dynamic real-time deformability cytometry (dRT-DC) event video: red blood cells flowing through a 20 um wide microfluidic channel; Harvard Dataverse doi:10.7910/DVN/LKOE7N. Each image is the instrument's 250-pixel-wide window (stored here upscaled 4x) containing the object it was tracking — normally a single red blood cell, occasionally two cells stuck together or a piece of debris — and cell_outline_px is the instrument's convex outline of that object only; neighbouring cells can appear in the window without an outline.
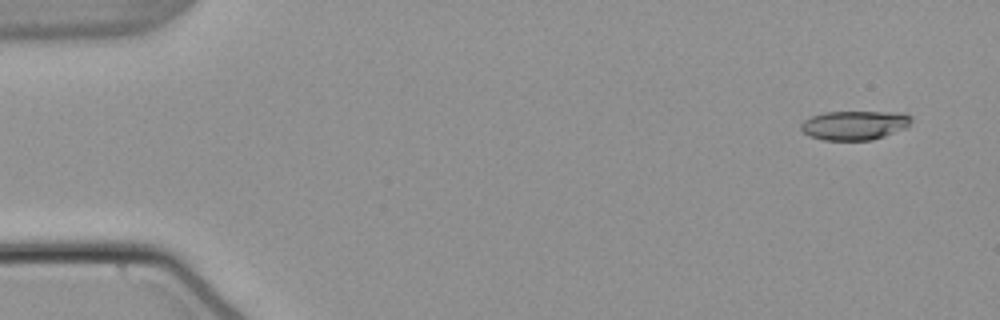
{"species": "common noctule bat (a hibernating species)", "species_latin": "Nyctalus noctula", "temperature_condition": "warm", "stored_images_in_passage": 54, "camera_frame_rate_fps": 3000, "um_per_image_px": 0.085, "animal": {"sex": "male", "body_mass_g": 21.5, "forearm_length_mm": 52.0}, "frame": {"image": 1, "passage_image": 4, "time_ms": 1.0, "image_size_px": [1000, 320], "cell_outline_px": [[912, 120], [908, 128], [872, 140], [824, 140], [808, 136], [800, 128], [800, 124], [804, 120], [812, 116], [824, 112], [896, 112], [912, 116]], "centroid_in_image_um": [72.64, 10.65], "position_along_channel_um": 12.4, "area_um2": 18.9}}
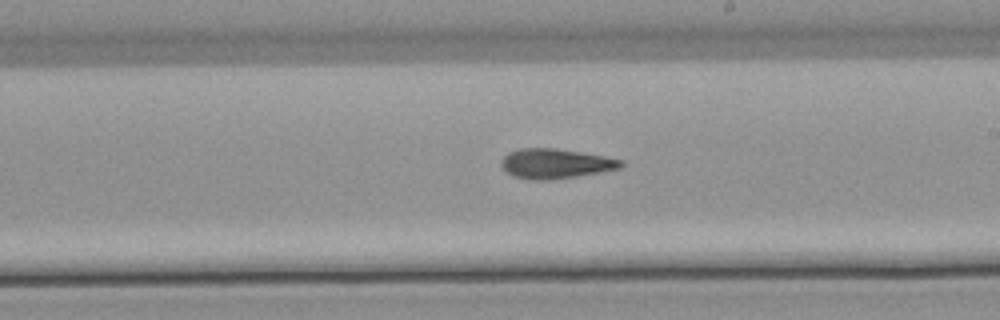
{"frame": {"image": 2, "passage_image": 32, "time_ms": 10.333, "image_size_px": [1000, 320], "cell_outline_px": [[624, 164], [620, 168], [572, 176], [544, 180], [540, 180], [516, 176], [508, 172], [500, 164], [500, 160], [508, 152], [520, 148], [556, 148], [604, 156], [624, 160]], "centroid_in_image_um": [47.2, 13.87], "position_along_channel_um": 241.8, "area_um2": 20.23}}
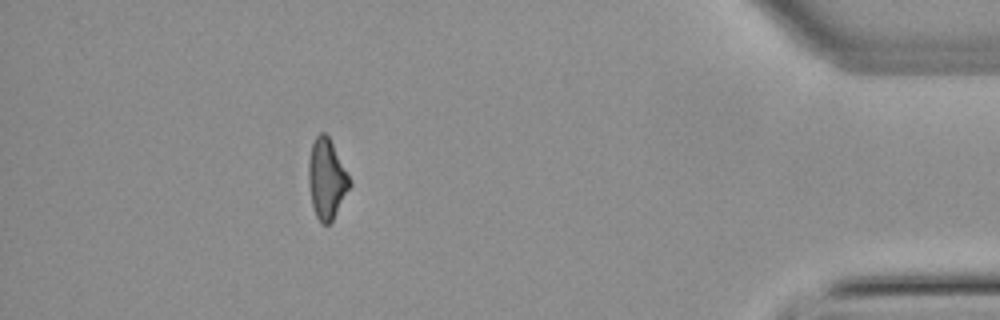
{"frame": {"image": 3, "passage_image": 49, "time_ms": 16.0, "image_size_px": [1000, 320], "cell_outline_px": [[352, 184], [332, 220], [328, 224], [324, 224], [316, 216], [312, 204], [308, 180], [308, 160], [312, 144], [316, 136], [320, 132], [324, 132], [328, 136], [352, 180]], "centroid_in_image_um": [27.77, 15.18], "position_along_channel_um": 407.4, "area_um2": 19.02}, "authors_computed_cell_mechanics": {"area_um2": 19.8543, "velocity_mm_per_s": 3.8334, "shape_relaxation_time_tau1_ms": 8.3074, "shape_relaxation_time_tau2_ms": 7.5785, "deformation_change_tau1": 0.2158, "deformation_change_tau2": 0.2101}}